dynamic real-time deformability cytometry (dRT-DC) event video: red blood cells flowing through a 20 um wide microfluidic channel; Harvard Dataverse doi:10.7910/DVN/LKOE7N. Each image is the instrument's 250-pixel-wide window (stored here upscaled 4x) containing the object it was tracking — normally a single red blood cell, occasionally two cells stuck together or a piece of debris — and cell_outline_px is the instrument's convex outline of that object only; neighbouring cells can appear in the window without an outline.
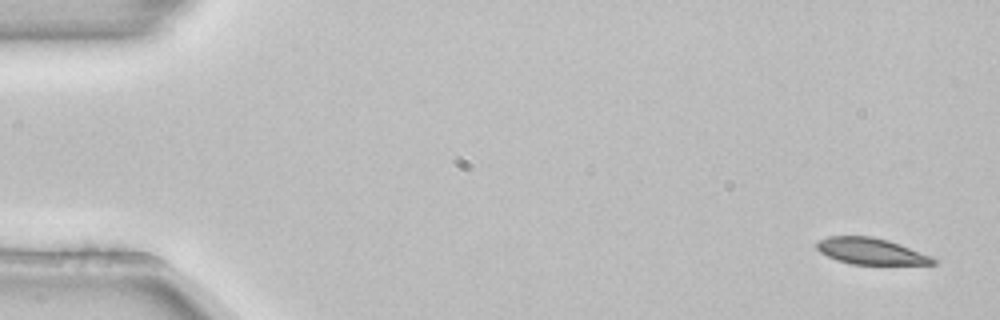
{"species": "common noctule bat (a hibernating species)", "species_latin": "Nyctalus noctula", "temperature_condition": "room temperature", "stored_images_in_passage": 4, "camera_frame_rate_fps": 3000, "um_per_image_px": 0.085, "animal": {"sex": "female", "body_mass_g": 22.7, "forearm_length_mm": 54.2}, "frame": {"image": 1, "passage_image": 1, "time_ms": 0.0, "image_size_px": [1000, 320], "cell_outline_px": [[936, 264], [852, 264], [836, 260], [820, 252], [816, 248], [816, 244], [820, 240], [828, 236], [872, 236], [888, 240], [900, 244], [932, 256], [936, 260]], "centroid_in_image_um": [74.02, 21.35], "position_along_channel_um": 11.0, "area_um2": 17.8}}